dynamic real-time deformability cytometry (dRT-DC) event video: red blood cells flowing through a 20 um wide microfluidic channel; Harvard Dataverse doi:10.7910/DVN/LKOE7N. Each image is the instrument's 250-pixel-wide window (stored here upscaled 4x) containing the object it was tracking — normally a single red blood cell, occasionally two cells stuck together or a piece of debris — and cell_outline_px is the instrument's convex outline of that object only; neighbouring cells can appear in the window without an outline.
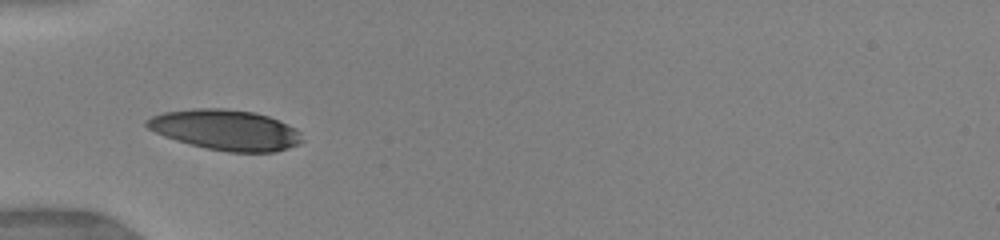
{"species": "human", "species_latin": "Homo sapiens", "temperature_condition": "warm", "stored_images_in_passage": 4, "camera_frame_rate_fps": 3000, "um_per_image_px": 0.085, "donor": {"sex": "female"}, "frame": {"image": 1, "passage_image": 1, "time_ms": 0.0, "image_size_px": [1000, 240], "cell_outline_px": [[304, 140], [300, 144], [276, 152], [228, 152], [208, 148], [176, 140], [164, 136], [148, 128], [144, 124], [144, 120], [152, 116], [164, 112], [192, 108], [224, 108], [252, 112], [268, 116], [296, 128], [300, 132]], "centroid_in_image_um": [19.19, 11.04], "position_along_channel_um": 65.8, "area_um2": 36.59}}